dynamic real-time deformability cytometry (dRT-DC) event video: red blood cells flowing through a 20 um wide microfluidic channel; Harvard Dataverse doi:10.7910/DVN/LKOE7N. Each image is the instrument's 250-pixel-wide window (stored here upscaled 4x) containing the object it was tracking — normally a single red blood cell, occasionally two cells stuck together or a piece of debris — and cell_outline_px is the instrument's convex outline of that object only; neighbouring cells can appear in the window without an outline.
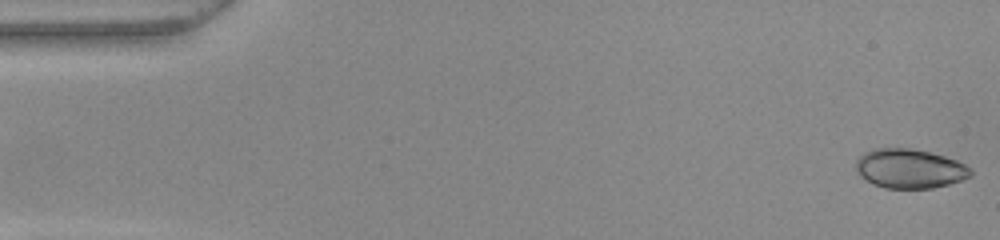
{"species": "common noctule bat (a hibernating species)", "species_latin": "Nyctalus noctula", "temperature_condition": "warm", "stored_images_in_passage": 51, "camera_frame_rate_fps": 3000, "um_per_image_px": 0.085, "animal": {"sex": "female", "body_mass_g": 22.0, "forearm_length_mm": 56.7}, "frame": {"image": 1, "passage_image": 1, "time_ms": 0.0, "image_size_px": [1000, 240], "cell_outline_px": [[972, 176], [948, 184], [932, 188], [884, 188], [872, 184], [860, 176], [856, 172], [856, 160], [864, 152], [872, 148], [912, 148], [944, 156], [956, 160], [972, 168]], "centroid_in_image_um": [77.3, 14.33], "position_along_channel_um": 7.7, "area_um2": 26.41}}
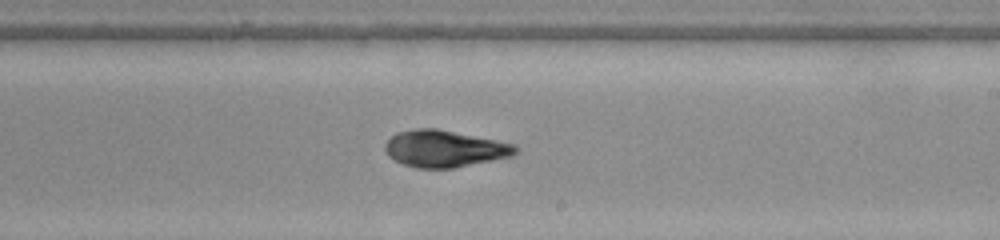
{"frame": {"image": 2, "passage_image": 30, "time_ms": 9.667, "image_size_px": [1000, 240], "cell_outline_px": [[520, 148], [512, 156], [452, 168], [416, 168], [400, 164], [388, 156], [384, 148], [384, 144], [396, 132], [416, 128], [436, 128], [516, 144]], "centroid_in_image_um": [37.76, 12.64], "position_along_channel_um": 251.2, "area_um2": 28.09}}
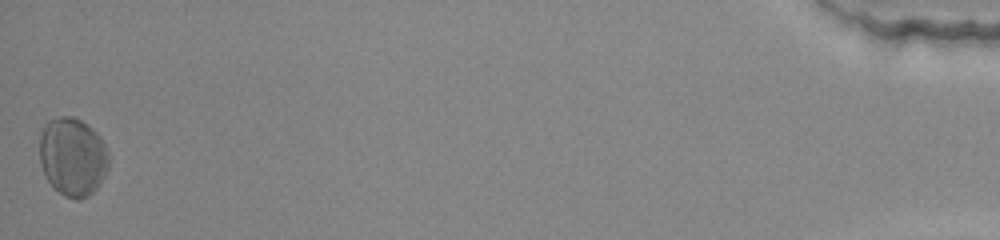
{"frame": {"image": 3, "passage_image": 51, "time_ms": 16.667, "image_size_px": [1000, 240], "cell_outline_px": [[108, 168], [104, 176], [96, 188], [88, 196], [80, 200], [76, 200], [64, 196], [52, 188], [40, 164], [40, 132], [48, 120], [64, 116], [72, 116], [88, 124], [100, 136], [108, 152]], "centroid_in_image_um": [6.17, 13.33], "position_along_channel_um": 429.0, "area_um2": 31.79}, "authors_computed_cell_mechanics": {"area_um2": 27.6284, "velocity_mm_per_s": 3.9597, "shape_relaxation_time_tau1_ms": 3.8948, "shape_relaxation_time_tau2_ms": 3.9684, "deformation_change_tau1": 0.1255, "deformation_change_tau2": 0.1046}}